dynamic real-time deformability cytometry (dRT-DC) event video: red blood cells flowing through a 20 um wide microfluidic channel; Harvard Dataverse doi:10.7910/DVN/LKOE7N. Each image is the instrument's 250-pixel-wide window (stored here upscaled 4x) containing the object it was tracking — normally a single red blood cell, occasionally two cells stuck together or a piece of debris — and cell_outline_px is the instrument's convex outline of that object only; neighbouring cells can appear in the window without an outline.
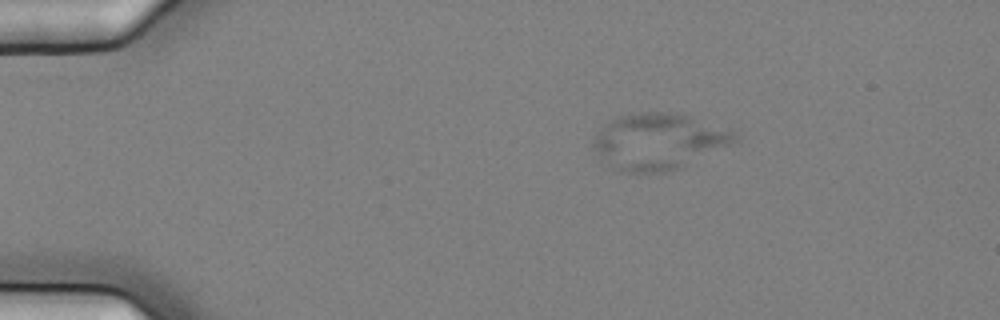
{"species": "common noctule bat (a hibernating species)", "species_latin": "Nyctalus noctula", "temperature_condition": "cold", "stored_images_in_passage": 4, "camera_frame_rate_fps": 3000, "um_per_image_px": 0.085, "animal": {"sex": "female", "body_mass_g": 25.1}, "frame": {"image": 1, "passage_image": 2, "time_ms": 0.333, "image_size_px": [1000, 320], "cell_outline_px": [[736, 140], [680, 168], [664, 172], [628, 172], [612, 168], [592, 148], [592, 144], [596, 136], [604, 124], [608, 120], [620, 116], [644, 112], [672, 112], [688, 116], [732, 128], [736, 132]], "centroid_in_image_um": [55.96, 12.0], "position_along_channel_um": 29.0, "area_um2": 45.72}}